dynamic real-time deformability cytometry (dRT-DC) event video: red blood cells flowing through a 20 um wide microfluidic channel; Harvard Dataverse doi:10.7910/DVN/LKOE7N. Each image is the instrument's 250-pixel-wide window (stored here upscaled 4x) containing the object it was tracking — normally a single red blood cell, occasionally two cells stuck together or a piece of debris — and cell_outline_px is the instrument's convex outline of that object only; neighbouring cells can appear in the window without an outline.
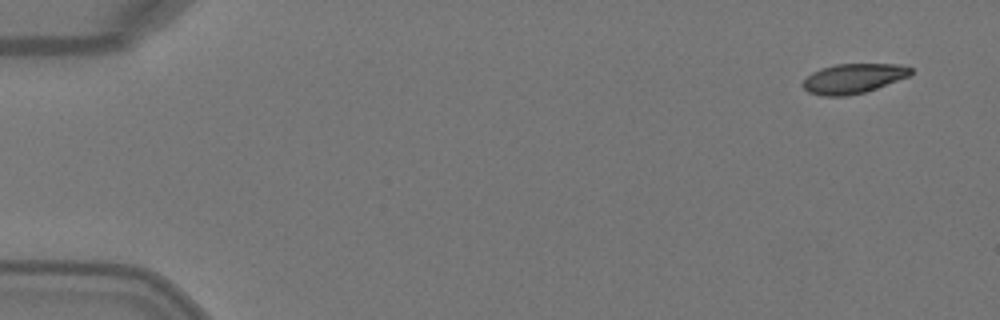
{"species": "Egyptian fruit bat (a non-hibernating species)", "species_latin": "Rousettus aegyptiacus", "temperature_condition": "warm", "stored_images_in_passage": 5, "camera_frame_rate_fps": 3000, "um_per_image_px": 0.085, "animal": {"sex": "female"}, "frame": {"image": 1, "passage_image": 1, "time_ms": 0.0, "image_size_px": [1000, 320], "cell_outline_px": [[912, 72], [908, 76], [876, 88], [864, 92], [848, 96], [820, 96], [808, 92], [800, 84], [812, 72], [820, 68], [836, 64], [900, 64], [912, 68]], "centroid_in_image_um": [72.48, 6.67], "position_along_channel_um": 12.5, "area_um2": 18.67}}
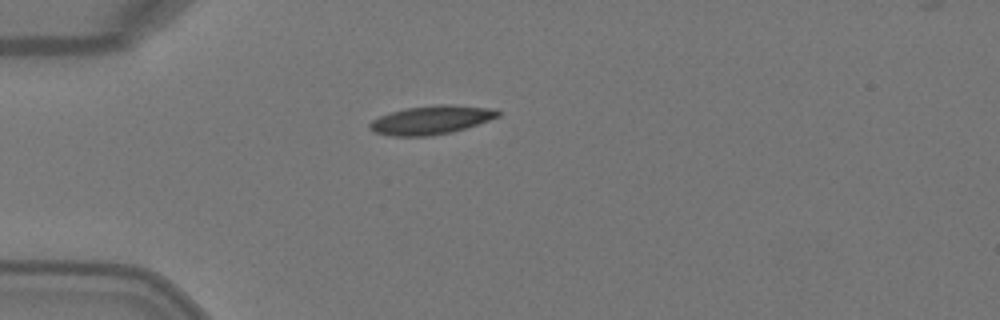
{"frame": {"image": 2, "passage_image": 4, "time_ms": 1.0, "image_size_px": [1000, 320], "cell_outline_px": [[500, 116], [452, 132], [428, 136], [396, 136], [376, 132], [368, 124], [372, 120], [380, 116], [404, 108], [440, 104], [448, 104], [496, 108], [500, 112]], "centroid_in_image_um": [36.69, 10.18], "position_along_channel_um": 48.3, "area_um2": 21.15}}